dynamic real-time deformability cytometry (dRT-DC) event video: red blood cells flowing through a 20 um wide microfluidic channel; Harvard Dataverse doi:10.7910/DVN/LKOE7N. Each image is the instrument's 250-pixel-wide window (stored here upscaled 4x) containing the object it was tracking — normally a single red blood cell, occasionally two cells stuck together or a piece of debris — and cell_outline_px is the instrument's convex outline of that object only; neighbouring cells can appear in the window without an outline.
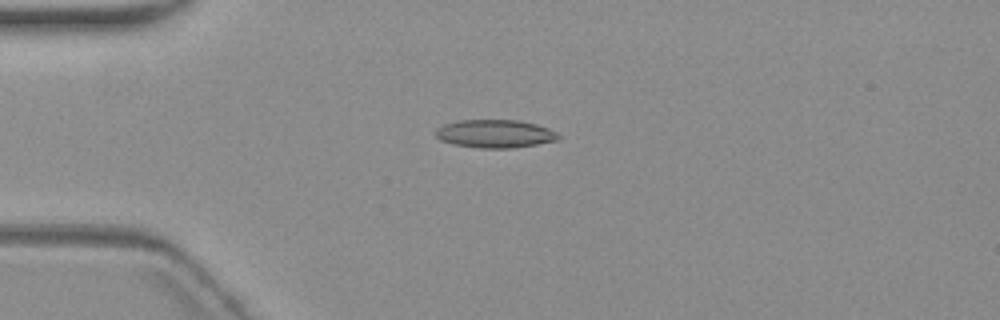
{"species": "common noctule bat (a hibernating species)", "species_latin": "Nyctalus noctula", "temperature_condition": "warm", "stored_images_in_passage": 2, "camera_frame_rate_fps": 3000, "um_per_image_px": 0.085, "animal": {"sex": "female", "body_mass_g": 19.3, "forearm_length_mm": 54.1}, "frame": {"image": 1, "passage_image": 2, "time_ms": 1.333, "image_size_px": [1000, 320], "cell_outline_px": [[560, 140], [512, 148], [480, 148], [452, 144], [440, 140], [436, 136], [436, 128], [444, 124], [460, 120], [516, 120], [536, 124], [548, 128], [556, 132], [560, 136]], "centroid_in_image_um": [42.07, 11.37], "position_along_channel_um": 42.9, "area_um2": 20.11}}